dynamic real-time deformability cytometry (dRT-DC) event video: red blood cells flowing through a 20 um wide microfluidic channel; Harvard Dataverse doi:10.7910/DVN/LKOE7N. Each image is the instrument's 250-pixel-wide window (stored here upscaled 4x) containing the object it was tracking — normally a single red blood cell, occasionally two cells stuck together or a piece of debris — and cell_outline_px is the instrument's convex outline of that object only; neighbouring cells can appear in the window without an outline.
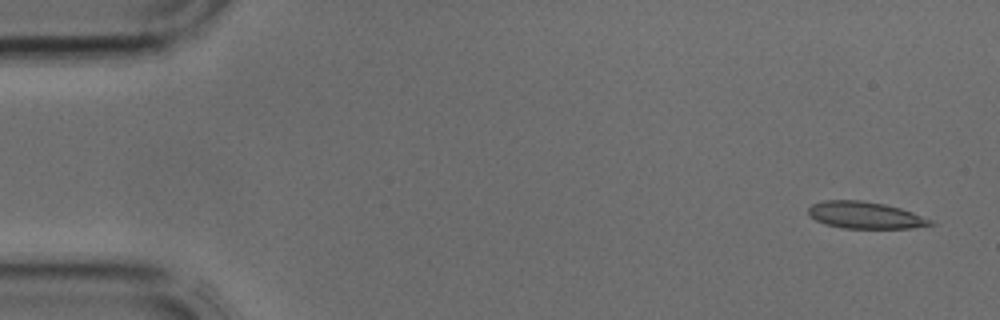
{"species": "common noctule bat (a hibernating species)", "species_latin": "Nyctalus noctula", "temperature_condition": "cold", "stored_images_in_passage": 3, "camera_frame_rate_fps": 3000, "um_per_image_px": 0.085, "animal": {"sex": "male", "body_mass_g": 17.9, "forearm_length_mm": 54.2}, "frame": {"image": 1, "passage_image": 1, "time_ms": 0.0, "image_size_px": [1000, 320], "cell_outline_px": [[936, 224], [908, 228], [844, 228], [824, 224], [808, 216], [808, 208], [812, 204], [824, 200], [860, 200], [884, 204], [900, 208], [912, 212], [932, 220]], "centroid_in_image_um": [73.5, 18.29], "position_along_channel_um": 11.5, "area_um2": 19.07}}